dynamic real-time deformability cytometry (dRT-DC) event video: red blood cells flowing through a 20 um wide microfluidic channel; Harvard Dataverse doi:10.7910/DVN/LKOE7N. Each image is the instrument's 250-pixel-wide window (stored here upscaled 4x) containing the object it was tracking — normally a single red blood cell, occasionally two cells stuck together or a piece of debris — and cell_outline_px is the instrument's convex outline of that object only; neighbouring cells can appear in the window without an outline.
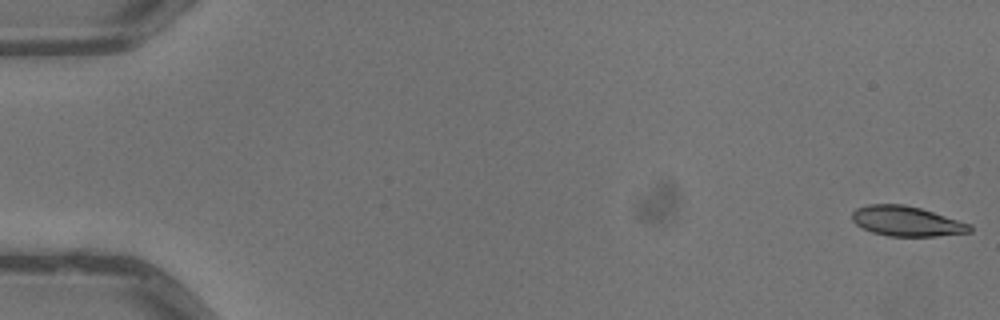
{"species": "common noctule bat (a hibernating species)", "species_latin": "Nyctalus noctula", "temperature_condition": "warm", "stored_images_in_passage": 6, "camera_frame_rate_fps": 3000, "um_per_image_px": 0.085, "animal": {"sex": "male", "body_mass_g": 13.3}, "frame": {"image": 1, "passage_image": 1, "time_ms": 0.0, "image_size_px": [1000, 320], "cell_outline_px": [[972, 232], [936, 236], [888, 236], [872, 232], [856, 224], [852, 220], [852, 212], [856, 208], [868, 204], [904, 204], [920, 208], [972, 224]], "centroid_in_image_um": [77.07, 18.8], "position_along_channel_um": 7.9, "area_um2": 20.58}}
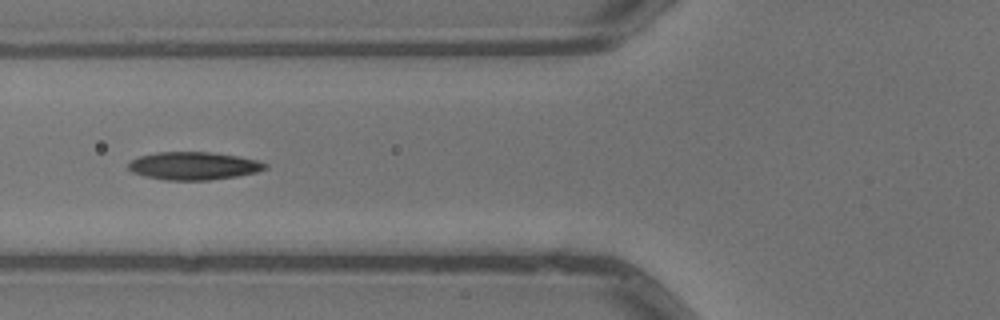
{"frame": {"image": 2, "passage_image": 5, "time_ms": 1.333, "image_size_px": [1000, 320], "cell_outline_px": [[268, 168], [256, 172], [236, 176], [208, 180], [168, 180], [144, 176], [132, 172], [128, 168], [128, 164], [132, 160], [140, 156], [156, 152], [212, 152], [236, 156], [256, 160], [268, 164]], "centroid_in_image_um": [16.45, 14.09], "position_along_channel_um": 109.3, "area_um2": 22.08}}
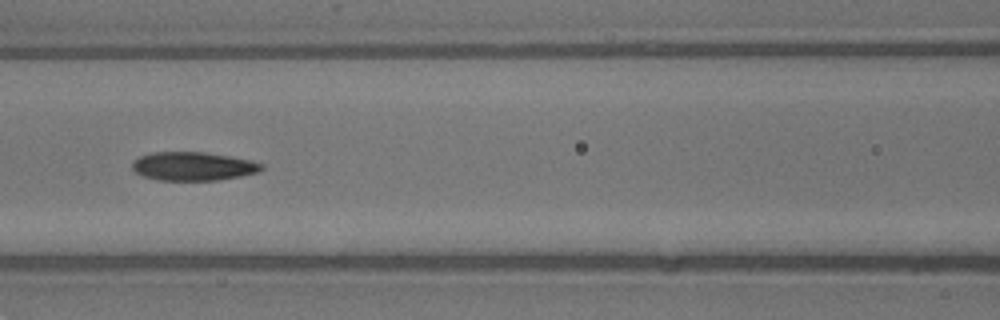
{"frame": {"image": 3, "passage_image": 6, "time_ms": 1.667, "image_size_px": [1000, 320], "cell_outline_px": [[264, 168], [260, 172], [240, 176], [216, 180], [156, 180], [144, 176], [136, 172], [132, 168], [132, 160], [140, 156], [152, 152], [204, 152], [252, 160], [264, 164]], "centroid_in_image_um": [16.43, 14.13], "position_along_channel_um": 150.2, "area_um2": 21.62}}